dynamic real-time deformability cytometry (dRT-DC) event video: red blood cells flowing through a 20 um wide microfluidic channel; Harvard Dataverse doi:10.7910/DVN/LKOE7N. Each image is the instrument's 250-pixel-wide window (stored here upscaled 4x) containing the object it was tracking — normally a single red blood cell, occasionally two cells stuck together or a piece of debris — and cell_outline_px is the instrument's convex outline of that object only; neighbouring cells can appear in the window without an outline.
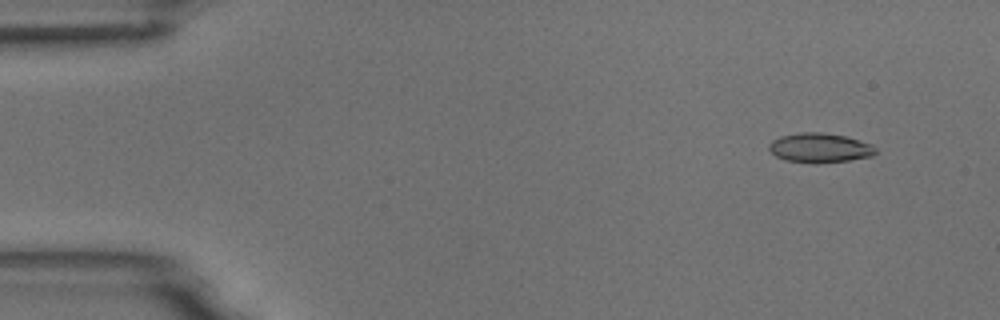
{"species": "common noctule bat (a hibernating species)", "species_latin": "Nyctalus noctula", "temperature_condition": "room temperature", "stored_images_in_passage": 5, "camera_frame_rate_fps": 3000, "um_per_image_px": 0.085, "animal": {"sex": "male", "body_mass_g": 18.8}, "frame": {"image": 1, "passage_image": 2, "time_ms": 0.333, "image_size_px": [1000, 320], "cell_outline_px": [[876, 152], [872, 156], [848, 160], [816, 164], [788, 160], [776, 156], [768, 148], [768, 144], [772, 140], [780, 136], [800, 132], [820, 132], [848, 136], [872, 144], [876, 148]], "centroid_in_image_um": [69.69, 12.56], "position_along_channel_um": 15.3, "area_um2": 18.44}}
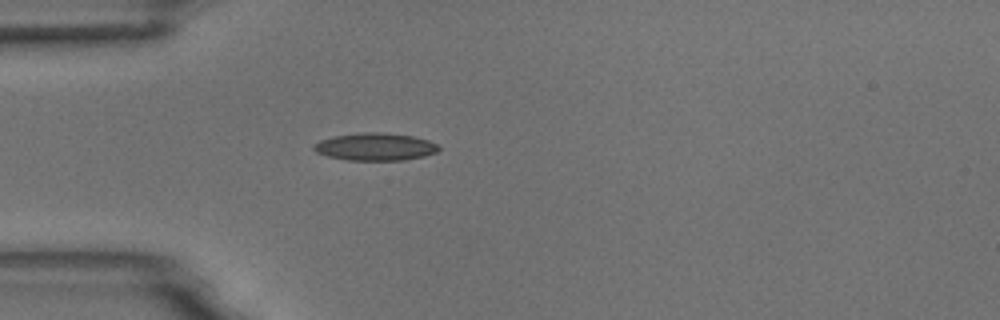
{"frame": {"image": 2, "passage_image": 5, "time_ms": 1.333, "image_size_px": [1000, 320], "cell_outline_px": [[440, 148], [436, 152], [424, 156], [404, 160], [348, 160], [328, 156], [316, 152], [312, 148], [312, 144], [320, 140], [332, 136], [364, 132], [384, 132], [412, 136], [428, 140], [436, 144]], "centroid_in_image_um": [31.86, 12.47], "position_along_channel_um": 53.1, "area_um2": 20.06}}